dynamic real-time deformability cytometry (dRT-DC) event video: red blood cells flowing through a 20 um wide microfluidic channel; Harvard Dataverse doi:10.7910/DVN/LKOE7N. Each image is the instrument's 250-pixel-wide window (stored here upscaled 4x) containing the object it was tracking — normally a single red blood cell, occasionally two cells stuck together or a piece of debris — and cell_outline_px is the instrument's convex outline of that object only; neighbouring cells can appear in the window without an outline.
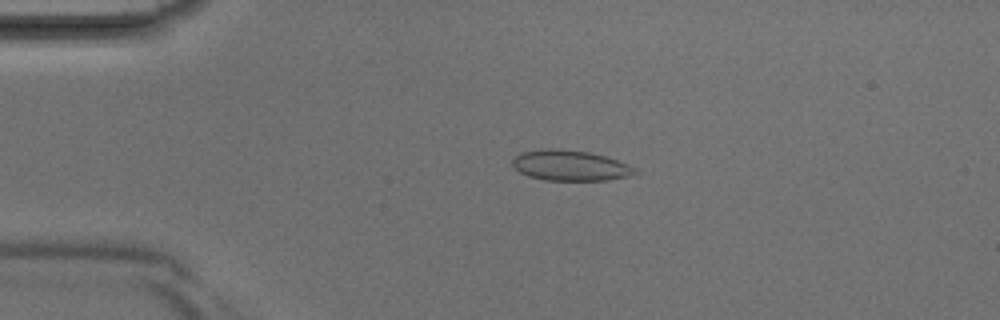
{"species": "Egyptian fruit bat (a non-hibernating species)", "species_latin": "Rousettus aegyptiacus", "temperature_condition": "room temperature", "stored_images_in_passage": 40, "camera_frame_rate_fps": 3000, "um_per_image_px": 0.085, "animal": {"sex": "male"}, "frame": {"image": 1, "passage_image": 8, "time_ms": 2.333, "image_size_px": [1000, 320], "cell_outline_px": [[640, 172], [632, 176], [608, 180], [544, 180], [528, 176], [520, 172], [512, 164], [512, 160], [520, 152], [544, 148], [560, 148], [592, 152], [628, 164], [636, 168]], "centroid_in_image_um": [48.49, 14.06], "position_along_channel_um": 36.5, "area_um2": 22.08}}
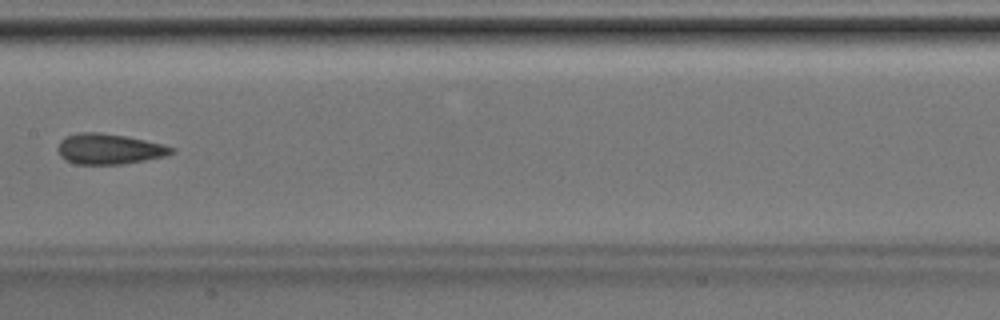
{"frame": {"image": 2, "passage_image": 20, "time_ms": 6.333, "image_size_px": [1000, 320], "cell_outline_px": [[176, 152], [164, 156], [144, 160], [120, 164], [76, 164], [64, 160], [60, 156], [56, 148], [60, 140], [64, 136], [80, 132], [100, 132], [128, 136], [176, 148]], "centroid_in_image_um": [9.22, 12.65], "position_along_channel_um": 198.2, "area_um2": 20.35}}
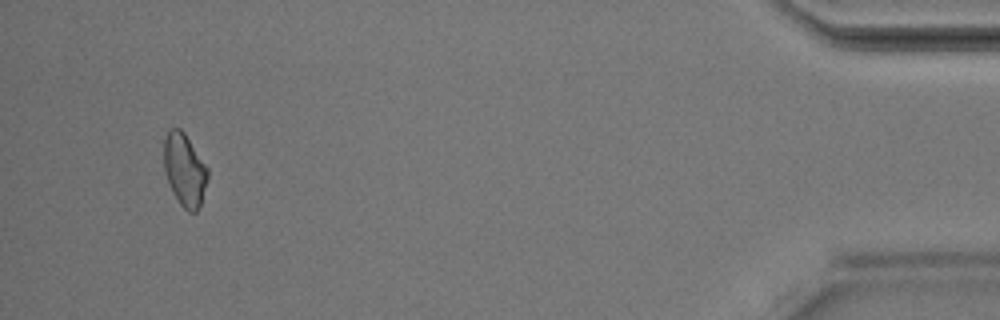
{"frame": {"image": 3, "passage_image": 38, "time_ms": 12.333, "image_size_px": [1000, 320], "cell_outline_px": [[208, 180], [200, 204], [196, 212], [188, 212], [180, 204], [172, 192], [164, 168], [164, 140], [168, 128], [180, 128], [184, 132], [208, 168]], "centroid_in_image_um": [15.69, 14.42], "position_along_channel_um": 419.5, "area_um2": 18.5}}